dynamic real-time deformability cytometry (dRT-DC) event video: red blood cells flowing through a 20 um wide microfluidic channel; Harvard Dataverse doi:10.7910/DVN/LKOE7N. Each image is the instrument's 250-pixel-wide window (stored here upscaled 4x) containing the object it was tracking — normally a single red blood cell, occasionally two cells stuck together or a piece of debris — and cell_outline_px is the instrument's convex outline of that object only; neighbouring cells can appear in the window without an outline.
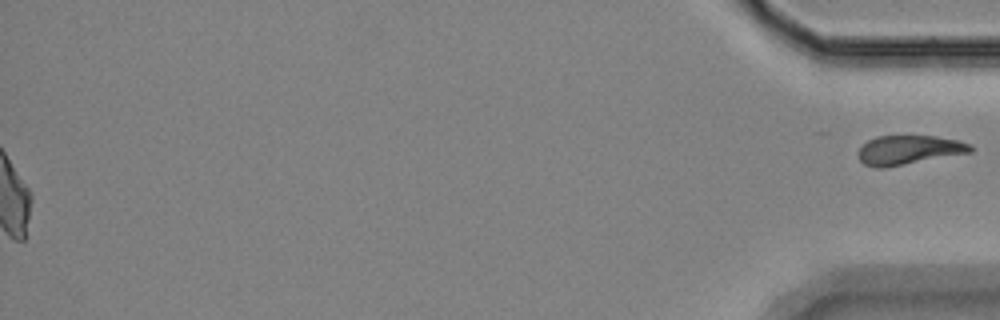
{"species": "Egyptian fruit bat (a non-hibernating species)", "species_latin": "Rousettus aegyptiacus", "temperature_condition": "room temperature", "stored_images_in_passage": 52, "segment_of_instrument_passage": [2, 2], "camera_frame_rate_fps": 3000, "um_per_image_px": 0.085, "animal": {"sex": "female"}, "frame": {"image": 1, "passage_image": 52, "time_ms": 17.0, "image_size_px": [1000, 320], "cell_outline_px": [[972, 152], [884, 168], [876, 168], [864, 164], [860, 160], [860, 148], [868, 140], [876, 136], [936, 136], [956, 140], [972, 144]], "centroid_in_image_um": [77.27, 12.75], "position_along_channel_um": 357.9, "area_um2": 18.9}}